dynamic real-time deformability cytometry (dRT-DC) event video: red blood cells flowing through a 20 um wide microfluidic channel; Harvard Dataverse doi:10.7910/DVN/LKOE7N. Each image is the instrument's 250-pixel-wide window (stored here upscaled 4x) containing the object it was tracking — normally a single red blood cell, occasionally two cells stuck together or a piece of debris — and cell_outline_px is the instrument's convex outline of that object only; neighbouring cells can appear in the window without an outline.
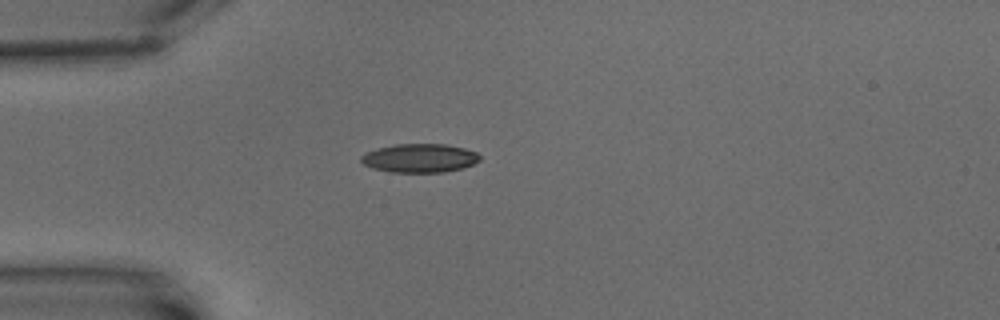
{"species": "common noctule bat (a hibernating species)", "species_latin": "Nyctalus noctula", "temperature_condition": "warm", "stored_images_in_passage": 12, "camera_frame_rate_fps": 3000, "um_per_image_px": 0.085, "animal": {"sex": "male", "body_mass_g": 15.6}, "frame": {"image": 1, "passage_image": 6, "time_ms": 7.667, "image_size_px": [1000, 320], "cell_outline_px": [[480, 160], [464, 168], [444, 172], [392, 172], [372, 168], [364, 164], [360, 160], [360, 156], [376, 148], [396, 144], [444, 144], [464, 148], [476, 152], [480, 156]], "centroid_in_image_um": [35.67, 13.44], "position_along_channel_um": 49.3, "area_um2": 19.83}}
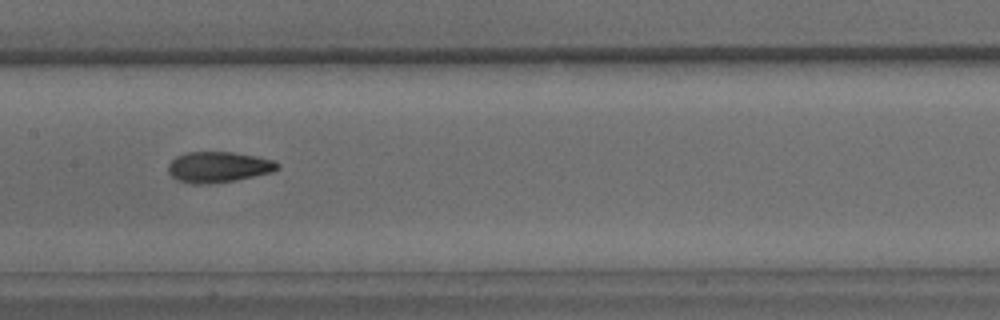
{"frame": {"image": 2, "passage_image": 10, "time_ms": 12.333, "image_size_px": [1000, 320], "cell_outline_px": [[280, 168], [272, 172], [236, 180], [204, 184], [192, 184], [176, 180], [168, 172], [168, 164], [176, 156], [188, 152], [232, 152], [256, 156], [276, 160], [280, 164]], "centroid_in_image_um": [18.58, 14.19], "position_along_channel_um": 188.8, "area_um2": 19.71}}
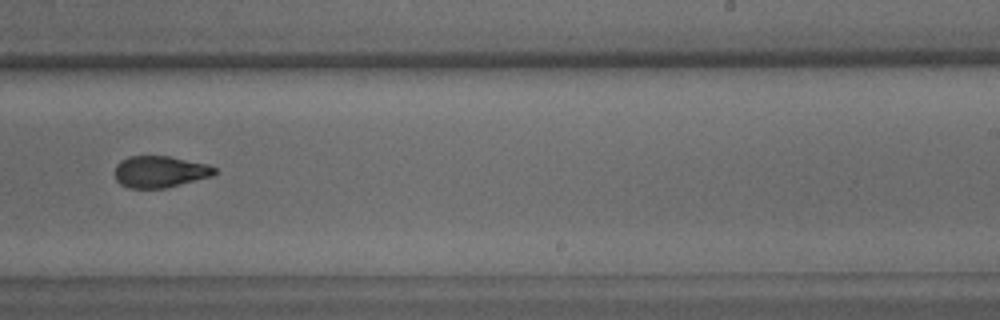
{"frame": {"image": 3, "passage_image": 12, "time_ms": 15.0, "image_size_px": [1000, 320], "cell_outline_px": [[216, 172], [212, 176], [168, 188], [128, 188], [120, 184], [116, 180], [116, 164], [120, 160], [128, 156], [168, 156], [208, 164], [216, 168]], "centroid_in_image_um": [13.59, 14.6], "position_along_channel_um": 275.4, "area_um2": 18.5}}